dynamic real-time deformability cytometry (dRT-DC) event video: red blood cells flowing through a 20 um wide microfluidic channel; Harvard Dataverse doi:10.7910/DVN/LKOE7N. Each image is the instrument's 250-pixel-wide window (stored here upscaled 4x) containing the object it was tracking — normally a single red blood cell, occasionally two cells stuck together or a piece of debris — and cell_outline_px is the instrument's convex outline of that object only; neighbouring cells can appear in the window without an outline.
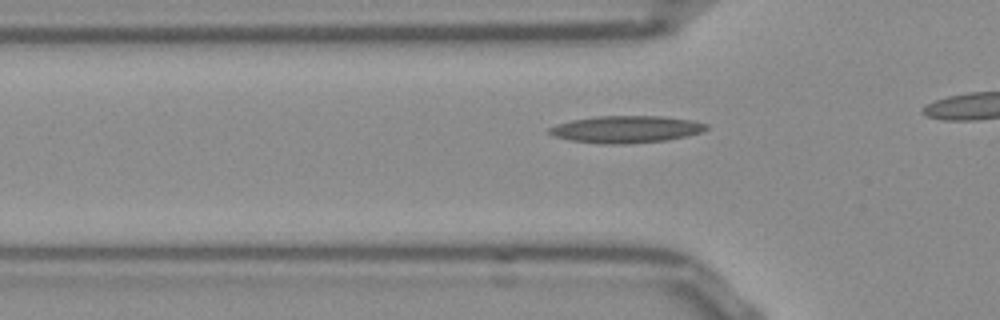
{"species": "Egyptian fruit bat (a non-hibernating species)", "species_latin": "Rousettus aegyptiacus", "temperature_condition": "room temperature", "stored_images_in_passage": 18, "camera_frame_rate_fps": 3000, "um_per_image_px": 0.085, "frame": {"image": 1, "passage_image": 12, "time_ms": 3.667, "image_size_px": [1000, 320], "cell_outline_px": [[708, 128], [700, 132], [688, 136], [668, 140], [628, 144], [600, 144], [572, 140], [556, 136], [548, 132], [548, 128], [556, 124], [572, 120], [596, 116], [664, 116], [692, 120], [708, 124]], "centroid_in_image_um": [53.25, 10.99], "position_along_channel_um": 72.5, "area_um2": 24.85}}
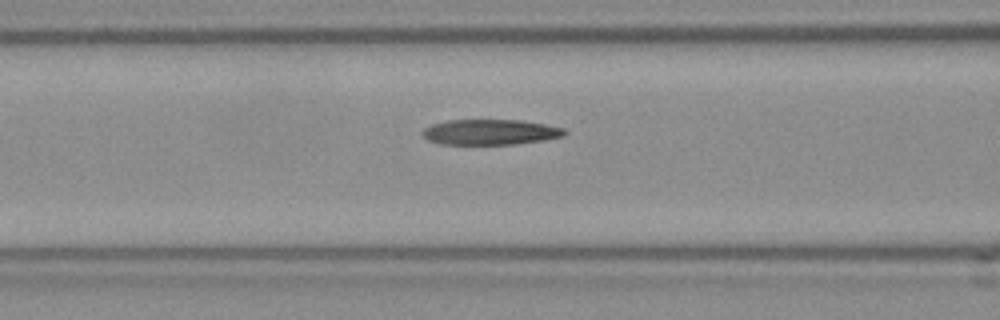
{"frame": {"image": 2, "passage_image": 16, "time_ms": 5.0, "image_size_px": [1000, 320], "cell_outline_px": [[568, 132], [564, 136], [544, 140], [516, 144], [440, 144], [428, 140], [420, 132], [424, 128], [432, 124], [448, 120], [520, 120], [544, 124], [564, 128]], "centroid_in_image_um": [41.67, 11.23], "position_along_channel_um": 124.9, "area_um2": 21.1}}